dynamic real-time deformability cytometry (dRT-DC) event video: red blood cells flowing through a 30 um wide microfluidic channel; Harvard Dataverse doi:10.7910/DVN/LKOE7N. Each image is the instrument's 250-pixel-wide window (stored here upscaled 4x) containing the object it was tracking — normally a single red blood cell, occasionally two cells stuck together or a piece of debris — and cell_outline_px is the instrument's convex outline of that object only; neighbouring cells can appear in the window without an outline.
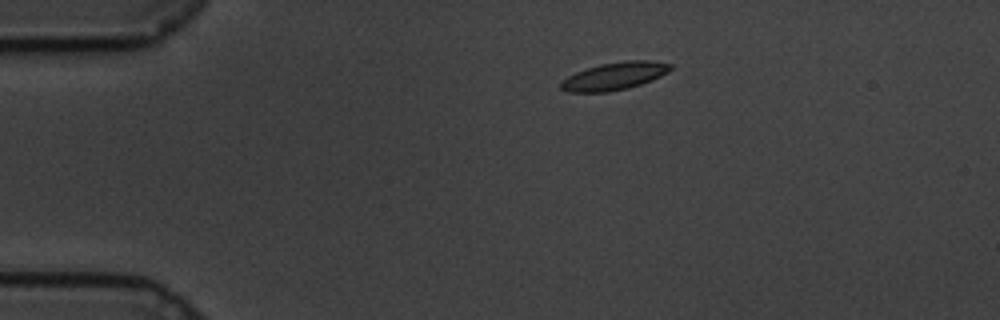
{"species": "common noctule bat (a hibernating species)", "species_latin": "Nyctalus noctula", "temperature_condition": "cold", "stored_images_in_passage": 49, "camera_frame_rate_fps": 3000, "um_per_image_px": 0.085, "animal": {"sex": "male", "body_mass_g": 19.5, "forearm_length_mm": 54.6}, "frame": {"image": 1, "passage_image": 1, "time_ms": 0.0, "image_size_px": [1000, 320], "cell_outline_px": [[672, 68], [668, 72], [652, 80], [628, 88], [608, 92], [568, 92], [560, 88], [560, 80], [576, 72], [600, 64], [624, 60], [648, 60], [672, 64]], "centroid_in_image_um": [52.21, 6.47], "position_along_channel_um": 32.8, "area_um2": 17.69}}
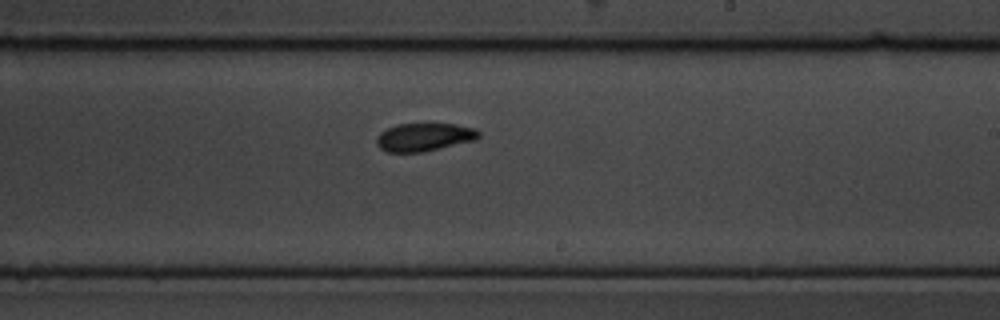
{"frame": {"image": 2, "passage_image": 25, "time_ms": 8.0, "image_size_px": [1000, 320], "cell_outline_px": [[480, 136], [476, 140], [424, 152], [388, 152], [380, 148], [376, 144], [376, 136], [380, 132], [396, 124], [456, 124], [476, 128], [480, 132]], "centroid_in_image_um": [36.07, 11.65], "position_along_channel_um": 252.9, "area_um2": 16.88}}
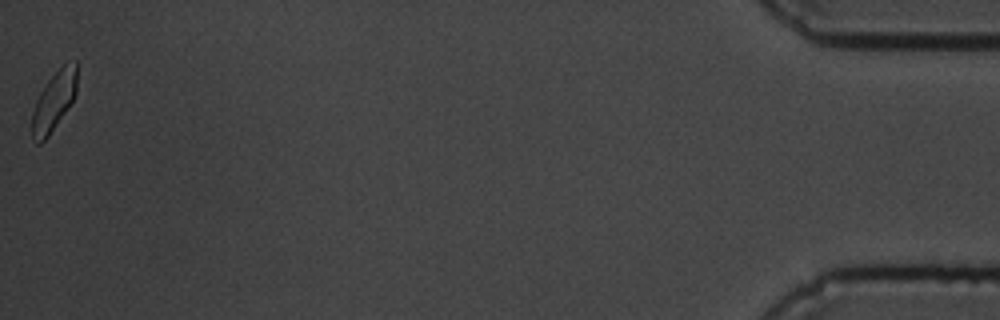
{"frame": {"image": 3, "passage_image": 49, "time_ms": 16.0, "image_size_px": [1000, 320], "cell_outline_px": [[76, 92], [72, 100], [48, 136], [40, 144], [36, 144], [32, 140], [32, 112], [36, 100], [40, 92], [48, 80], [64, 64], [76, 60]], "centroid_in_image_um": [4.55, 8.62], "position_along_channel_um": 430.7, "area_um2": 15.09}, "authors_computed_cell_mechanics": {"area_um2": 17.1666, "velocity_mm_per_s": 3.364, "shape_relaxation_time_tau1_ms": 3.4692, "shape_relaxation_time_tau2_ms": 2.4077, "deformation_change_tau1": 0.1029, "deformation_change_tau2": 0.0669}}